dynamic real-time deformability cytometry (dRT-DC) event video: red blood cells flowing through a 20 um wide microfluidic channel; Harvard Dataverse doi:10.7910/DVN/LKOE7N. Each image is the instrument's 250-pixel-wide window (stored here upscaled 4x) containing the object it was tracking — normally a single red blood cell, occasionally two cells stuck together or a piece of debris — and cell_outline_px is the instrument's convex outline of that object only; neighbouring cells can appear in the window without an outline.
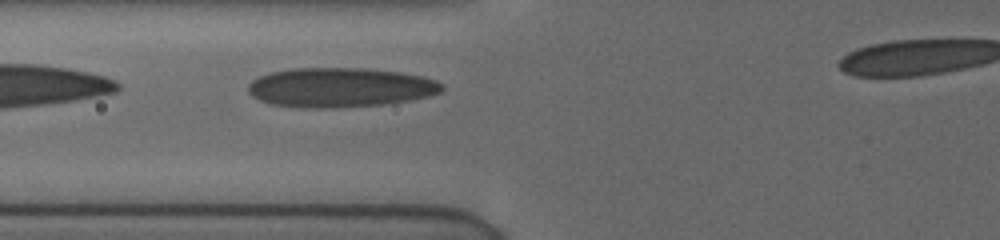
{"species": "human", "species_latin": "Homo sapiens", "temperature_condition": "cold", "stored_images_in_passage": 19, "camera_frame_rate_fps": 3000, "um_per_image_px": 0.085, "donor": {"sex": "female"}, "frame": {"image": 1, "passage_image": 9, "time_ms": 3.667, "image_size_px": [1000, 240], "cell_outline_px": [[444, 88], [440, 92], [428, 96], [408, 100], [384, 104], [336, 108], [300, 108], [272, 104], [260, 100], [252, 96], [248, 92], [248, 84], [252, 80], [260, 76], [272, 72], [292, 68], [368, 68], [400, 72], [424, 76], [436, 80], [444, 84]], "centroid_in_image_um": [28.92, 7.43], "position_along_channel_um": 96.9, "area_um2": 44.85}}
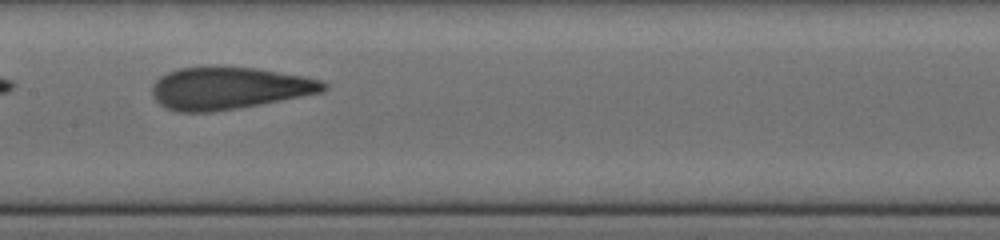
{"frame": {"image": 2, "passage_image": 14, "time_ms": 6.0, "image_size_px": [1000, 240], "cell_outline_px": [[328, 88], [324, 92], [260, 104], [212, 112], [176, 112], [164, 108], [152, 96], [152, 84], [160, 76], [168, 72], [180, 68], [256, 68], [304, 76], [324, 80], [328, 84]], "centroid_in_image_um": [19.48, 7.51], "position_along_channel_um": 187.9, "area_um2": 41.96}}
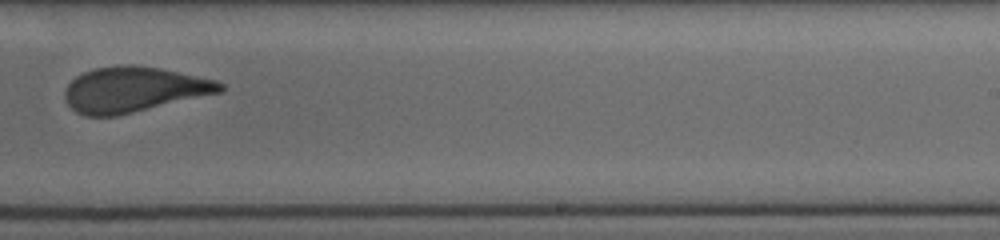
{"frame": {"image": 3, "passage_image": 19, "time_ms": 8.333, "image_size_px": [1000, 240], "cell_outline_px": [[224, 92], [116, 116], [84, 116], [76, 112], [64, 100], [64, 92], [68, 84], [76, 76], [84, 72], [96, 68], [116, 64], [132, 64], [160, 68], [216, 80], [224, 84]], "centroid_in_image_um": [11.37, 7.61], "position_along_channel_um": 277.6, "area_um2": 41.27}}